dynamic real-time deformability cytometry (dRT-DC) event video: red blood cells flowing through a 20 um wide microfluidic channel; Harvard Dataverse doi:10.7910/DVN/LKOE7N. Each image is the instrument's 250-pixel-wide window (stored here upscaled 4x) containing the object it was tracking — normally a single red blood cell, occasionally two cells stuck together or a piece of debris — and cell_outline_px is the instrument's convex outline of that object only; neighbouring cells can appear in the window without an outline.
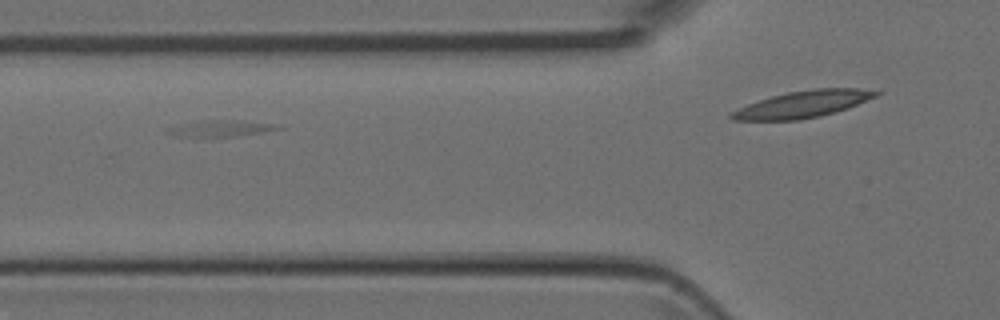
{"species": "Egyptian fruit bat (a non-hibernating species)", "species_latin": "Rousettus aegyptiacus", "temperature_condition": "room temperature", "stored_images_in_passage": 3, "segment_of_instrument_passage": [1, 2], "camera_frame_rate_fps": 3000, "um_per_image_px": 0.085, "animal": {"sex": "female"}, "frame": {"image": 1, "passage_image": 2, "time_ms": 0.333, "image_size_px": [1000, 320], "cell_outline_px": [[284, 128], [260, 132], [232, 136], [172, 136], [164, 132], [164, 128], [180, 124], [200, 120], [240, 120], [272, 124]], "centroid_in_image_um": [18.6, 10.9], "position_along_channel_um": 107.2, "area_um2": 10.35}}